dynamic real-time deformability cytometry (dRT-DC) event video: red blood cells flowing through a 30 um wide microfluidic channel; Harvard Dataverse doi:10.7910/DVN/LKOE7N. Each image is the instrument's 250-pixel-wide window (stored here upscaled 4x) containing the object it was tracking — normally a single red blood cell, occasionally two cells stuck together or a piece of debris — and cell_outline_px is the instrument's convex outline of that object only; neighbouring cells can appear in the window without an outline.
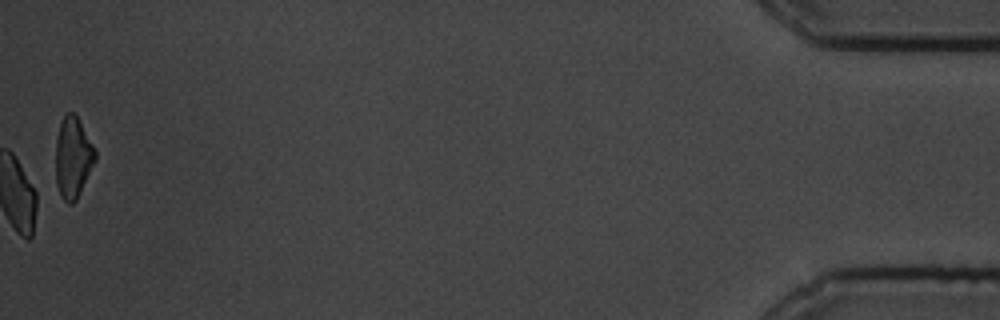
{"species": "common noctule bat (a hibernating species)", "species_latin": "Nyctalus noctula", "temperature_condition": "cold", "stored_images_in_passage": 59, "camera_frame_rate_fps": 3000, "um_per_image_px": 0.085, "animal": {"sex": "male", "body_mass_g": 19.5, "forearm_length_mm": 54.6}, "frame": {"image": 1, "passage_image": 59, "time_ms": 19.333, "image_size_px": [1000, 320], "cell_outline_px": [[96, 160], [76, 200], [72, 204], [68, 204], [60, 196], [56, 184], [56, 136], [64, 112], [72, 112], [76, 116], [96, 148]], "centroid_in_image_um": [6.2, 13.39], "position_along_channel_um": 429.0, "area_um2": 18.79}, "authors_computed_cell_mechanics": {"area_um2": 19.7676, "velocity_mm_per_s": 3.4662, "shape_relaxation_time_tau1_ms": 2.6942, "shape_relaxation_time_tau2_ms": 3.2191, "deformation_change_tau1": 0.0888, "deformation_change_tau2": 0.0591}}